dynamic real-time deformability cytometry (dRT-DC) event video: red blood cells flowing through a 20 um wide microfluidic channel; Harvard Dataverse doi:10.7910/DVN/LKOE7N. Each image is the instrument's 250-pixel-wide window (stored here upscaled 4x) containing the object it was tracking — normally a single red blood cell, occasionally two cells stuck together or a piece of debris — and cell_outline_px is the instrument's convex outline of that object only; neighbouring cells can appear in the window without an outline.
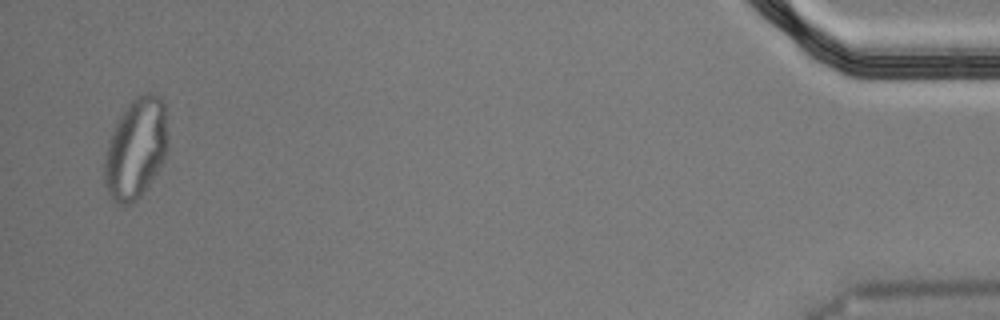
{"species": "Egyptian fruit bat (a non-hibernating species)", "species_latin": "Rousettus aegyptiacus", "temperature_condition": "cold", "stored_images_in_passage": 55, "segment_of_instrument_passage": [2, 2], "camera_frame_rate_fps": 3000, "um_per_image_px": 0.085, "animal": {"sex": "male"}, "frame": {"image": 1, "passage_image": 54, "time_ms": 17.667, "image_size_px": [1000, 320], "cell_outline_px": [[168, 148], [156, 172], [140, 196], [132, 204], [120, 204], [112, 200], [108, 192], [104, 180], [104, 160], [108, 140], [120, 116], [132, 100], [136, 96], [144, 92], [152, 92], [160, 96], [164, 104], [168, 140]], "centroid_in_image_um": [11.54, 12.6], "position_along_channel_um": 423.7, "area_um2": 36.88}}